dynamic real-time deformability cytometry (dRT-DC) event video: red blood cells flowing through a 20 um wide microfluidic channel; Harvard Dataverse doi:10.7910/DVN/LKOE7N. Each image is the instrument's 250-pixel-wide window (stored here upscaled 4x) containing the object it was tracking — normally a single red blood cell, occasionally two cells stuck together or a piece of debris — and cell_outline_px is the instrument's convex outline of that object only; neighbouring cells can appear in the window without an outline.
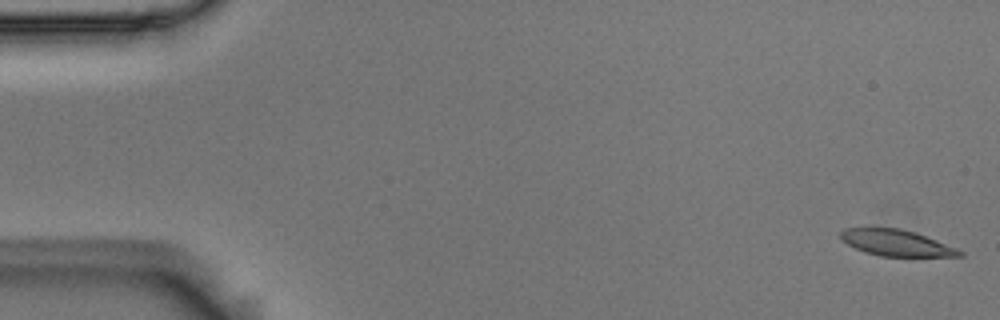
{"species": "Egyptian fruit bat (a non-hibernating species)", "species_latin": "Rousettus aegyptiacus", "temperature_condition": "room temperature", "stored_images_in_passage": 55, "camera_frame_rate_fps": 3000, "um_per_image_px": 0.085, "animal": {"sex": "male"}, "frame": {"image": 1, "passage_image": 1, "time_ms": 0.0, "image_size_px": [1000, 320], "cell_outline_px": [[964, 256], [880, 256], [864, 252], [848, 244], [840, 236], [840, 232], [844, 228], [900, 228], [936, 240], [956, 248], [964, 252]], "centroid_in_image_um": [76.18, 20.65], "position_along_channel_um": 8.8, "area_um2": 17.8}}
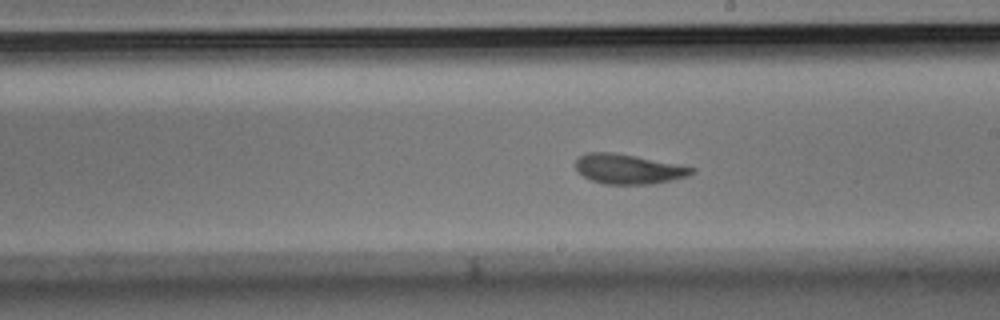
{"frame": {"image": 2, "passage_image": 31, "time_ms": 10.0, "image_size_px": [1000, 320], "cell_outline_px": [[696, 172], [688, 176], [672, 180], [652, 184], [604, 184], [592, 180], [584, 176], [576, 168], [576, 160], [580, 156], [588, 152], [612, 152], [636, 156], [696, 168]], "centroid_in_image_um": [53.44, 14.37], "position_along_channel_um": 235.6, "area_um2": 20.0}}
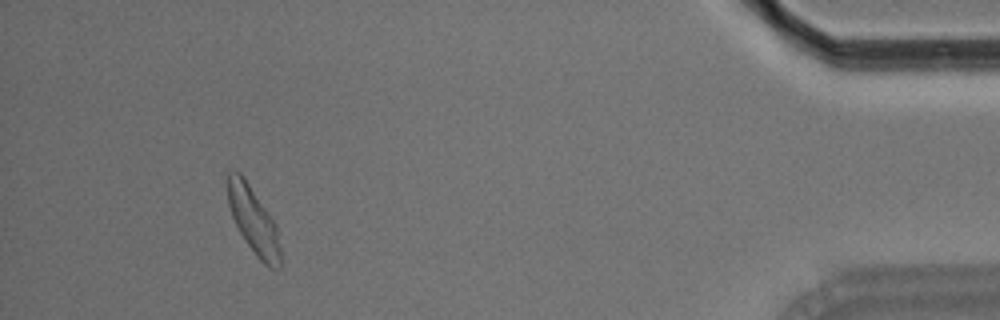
{"frame": {"image": 3, "passage_image": 51, "time_ms": 16.667, "image_size_px": [1000, 320], "cell_outline_px": [[280, 268], [268, 268], [256, 256], [240, 232], [232, 216], [228, 204], [228, 172], [240, 172], [244, 176], [276, 224], [280, 248]], "centroid_in_image_um": [21.55, 18.75], "position_along_channel_um": 413.6, "area_um2": 20.17}, "authors_computed_cell_mechanics": {"area_um2": 20.0566, "velocity_mm_per_s": 3.6317, "shape_relaxation_time_tau1_ms": 5.5167, "shape_relaxation_time_tau2_ms": 2.6099, "deformation_change_tau1": 0.1664, "deformation_change_tau2": 0.095}}